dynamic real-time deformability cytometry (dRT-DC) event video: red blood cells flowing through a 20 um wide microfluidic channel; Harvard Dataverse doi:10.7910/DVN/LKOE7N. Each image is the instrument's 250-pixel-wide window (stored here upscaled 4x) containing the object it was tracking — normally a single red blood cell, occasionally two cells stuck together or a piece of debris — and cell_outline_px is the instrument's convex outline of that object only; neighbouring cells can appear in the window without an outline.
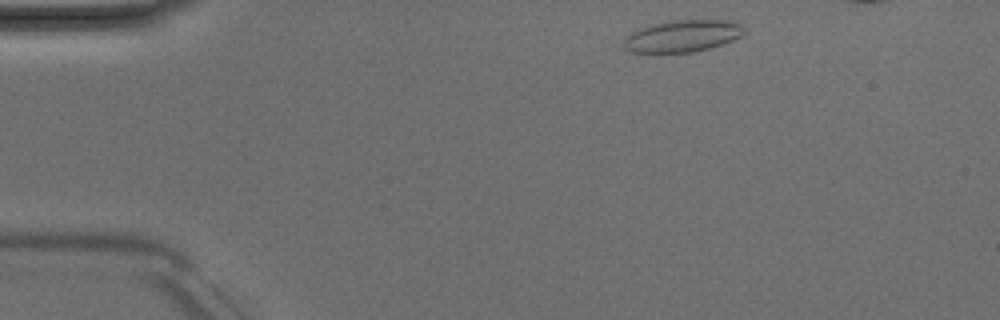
{"species": "Egyptian fruit bat (a non-hibernating species)", "species_latin": "Rousettus aegyptiacus", "temperature_condition": "room temperature", "stored_images_in_passage": 40, "camera_frame_rate_fps": 3000, "um_per_image_px": 0.085, "animal": {"sex": "male"}, "frame": {"image": 1, "passage_image": 2, "time_ms": 0.333, "image_size_px": [1000, 320], "cell_outline_px": [[744, 32], [740, 36], [732, 40], [712, 48], [692, 52], [628, 52], [624, 48], [624, 36], [628, 32], [636, 28], [676, 20], [728, 20], [740, 24], [744, 28]], "centroid_in_image_um": [57.96, 3.06], "position_along_channel_um": 27.0, "area_um2": 22.43}}
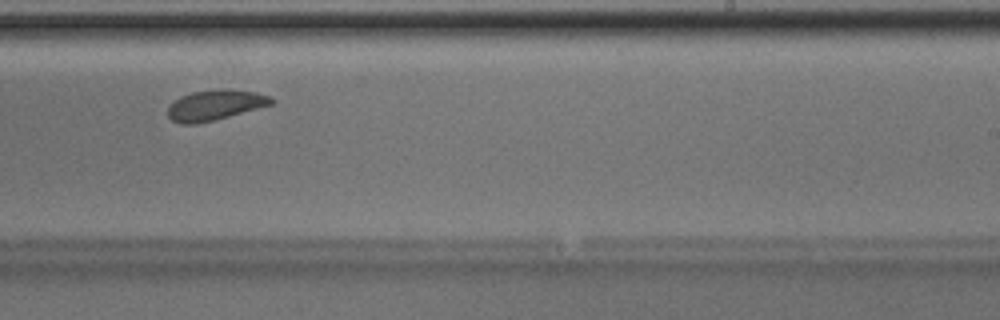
{"frame": {"image": 2, "passage_image": 26, "time_ms": 8.333, "image_size_px": [1000, 320], "cell_outline_px": [[276, 100], [272, 104], [228, 116], [196, 124], [180, 124], [172, 120], [168, 116], [168, 104], [180, 96], [192, 92], [256, 92], [272, 96]], "centroid_in_image_um": [18.23, 8.98], "position_along_channel_um": 270.8, "area_um2": 17.4}}
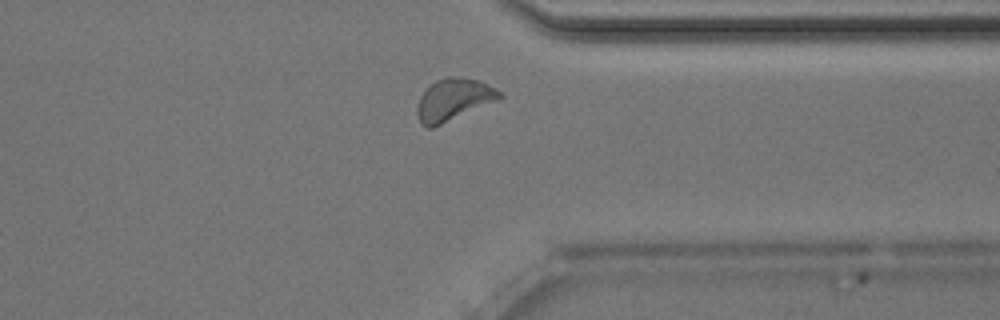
{"frame": {"image": 3, "passage_image": 34, "time_ms": 11.0, "image_size_px": [1000, 320], "cell_outline_px": [[504, 96], [500, 100], [432, 128], [428, 128], [420, 124], [416, 112], [416, 108], [420, 96], [436, 80], [448, 76], [460, 76], [480, 80], [488, 84], [500, 92]], "centroid_in_image_um": [38.57, 8.47], "position_along_channel_um": 372.8, "area_um2": 20.4}, "authors_computed_cell_mechanics": {"area_um2": 18.8717, "velocity_mm_per_s": 3.8817, "shape_relaxation_time_tau1_ms": 2.2231, "shape_relaxation_time_tau2_ms": 2.5908, "deformation_change_tau1": 0.078, "deformation_change_tau2": 0.0787}}